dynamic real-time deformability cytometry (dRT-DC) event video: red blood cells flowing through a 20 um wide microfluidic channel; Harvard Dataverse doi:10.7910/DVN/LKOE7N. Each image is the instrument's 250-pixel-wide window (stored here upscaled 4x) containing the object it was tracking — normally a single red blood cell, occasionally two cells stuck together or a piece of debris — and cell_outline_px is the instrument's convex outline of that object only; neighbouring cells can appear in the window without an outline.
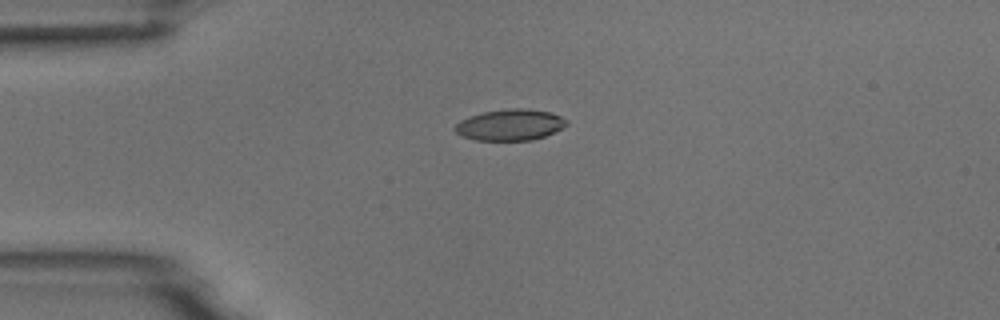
{"species": "common noctule bat (a hibernating species)", "species_latin": "Nyctalus noctula", "temperature_condition": "room temperature", "stored_images_in_passage": 5, "camera_frame_rate_fps": 3000, "um_per_image_px": 0.085, "animal": {"sex": "male", "body_mass_g": 18.8}, "frame": {"image": 1, "passage_image": 1, "time_ms": 0.0, "image_size_px": [1000, 320], "cell_outline_px": [[568, 124], [544, 136], [532, 140], [476, 140], [460, 136], [452, 128], [460, 120], [468, 116], [484, 112], [512, 108], [528, 108], [552, 112], [568, 120]], "centroid_in_image_um": [43.33, 10.6], "position_along_channel_um": 41.7, "area_um2": 20.35}}